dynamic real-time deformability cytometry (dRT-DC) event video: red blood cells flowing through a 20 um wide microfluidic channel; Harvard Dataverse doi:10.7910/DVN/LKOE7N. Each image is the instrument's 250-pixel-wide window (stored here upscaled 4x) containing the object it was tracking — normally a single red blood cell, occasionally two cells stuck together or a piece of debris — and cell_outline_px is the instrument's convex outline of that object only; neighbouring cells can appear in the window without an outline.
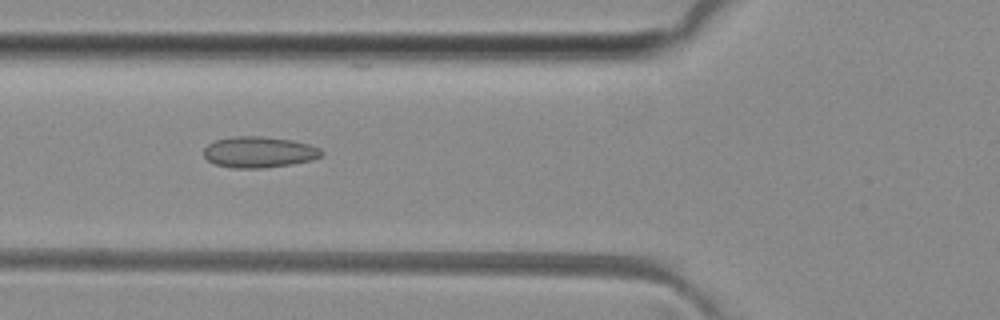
{"species": "common noctule bat (a hibernating species)", "species_latin": "Nyctalus noctula", "temperature_condition": "room temperature", "stored_images_in_passage": 51, "camera_frame_rate_fps": 3000, "um_per_image_px": 0.085, "animal": {"sex": "female", "body_mass_g": 29.2, "forearm_length_mm": 56.3}, "frame": {"image": 1, "passage_image": 19, "time_ms": 6.0, "image_size_px": [1000, 320], "cell_outline_px": [[324, 156], [312, 160], [292, 164], [264, 168], [232, 168], [216, 164], [208, 160], [204, 156], [204, 148], [208, 144], [216, 140], [232, 136], [260, 136], [292, 140], [308, 144], [320, 148], [324, 152]], "centroid_in_image_um": [22.04, 12.93], "position_along_channel_um": 103.8, "area_um2": 21.44}}
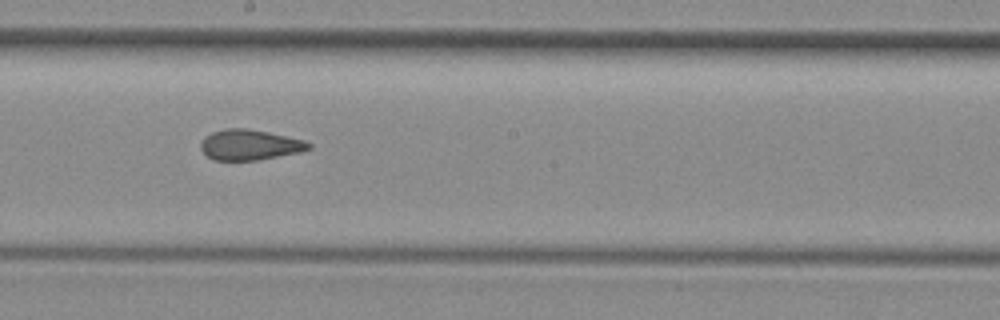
{"frame": {"image": 2, "passage_image": 28, "time_ms": 9.0, "image_size_px": [1000, 320], "cell_outline_px": [[312, 148], [300, 152], [256, 160], [212, 160], [200, 148], [200, 144], [204, 136], [212, 132], [224, 128], [248, 128], [268, 132], [304, 140], [312, 144]], "centroid_in_image_um": [21.21, 12.3], "position_along_channel_um": 227.0, "area_um2": 19.19}}
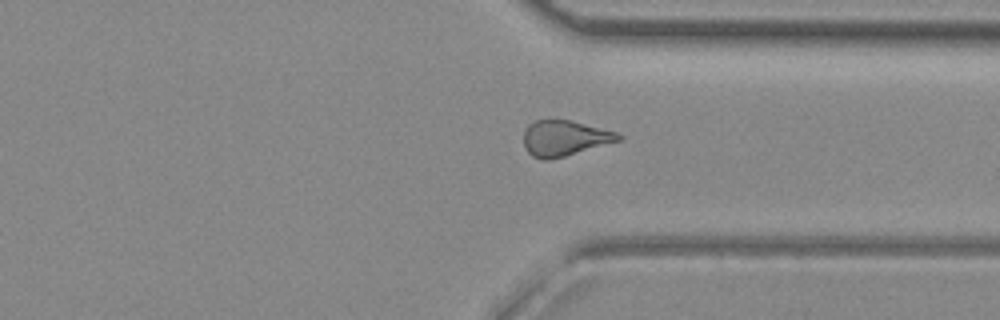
{"frame": {"image": 3, "passage_image": 38, "time_ms": 12.333, "image_size_px": [1000, 320], "cell_outline_px": [[624, 136], [620, 140], [564, 156], [548, 160], [544, 160], [532, 156], [524, 148], [524, 132], [528, 124], [536, 120], [572, 120], [616, 132]], "centroid_in_image_um": [47.96, 11.74], "position_along_channel_um": 363.4, "area_um2": 19.48}, "authors_computed_cell_mechanics": {"area_um2": 19.8832, "velocity_mm_per_s": 4.1002, "shape_relaxation_time_tau1_ms": null, "shape_relaxation_time_tau2_ms": 1.7651, "deformation_change_tau1": null, "deformation_change_tau2": 0.1015}}